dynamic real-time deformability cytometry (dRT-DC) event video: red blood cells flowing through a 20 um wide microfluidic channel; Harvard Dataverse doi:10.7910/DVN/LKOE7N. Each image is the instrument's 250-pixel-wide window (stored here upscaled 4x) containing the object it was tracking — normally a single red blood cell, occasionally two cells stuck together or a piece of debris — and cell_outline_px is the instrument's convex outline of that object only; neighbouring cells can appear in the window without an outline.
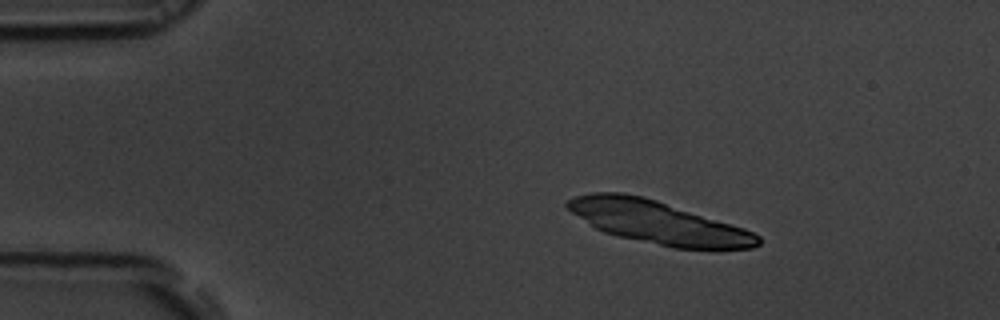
{"species": "common noctule bat (a hibernating species)", "species_latin": "Nyctalus noctula", "temperature_condition": "room temperature", "stored_images_in_passage": 3, "segment_of_instrument_passage": [1, 2], "camera_frame_rate_fps": 3000, "um_per_image_px": 0.085, "animal": {"sex": "male", "body_mass_g": 19.5, "forearm_length_mm": 54.6}, "frame": {"image": 1, "passage_image": 1, "time_ms": 0.0, "image_size_px": [1000, 320], "cell_outline_px": [[760, 240], [756, 244], [744, 248], [688, 248], [668, 244], [684, 216], [692, 216], [724, 224], [748, 232], [756, 236]], "centroid_in_image_um": [60.38, 19.99], "position_along_channel_um": 24.6, "area_um2": 14.33}}